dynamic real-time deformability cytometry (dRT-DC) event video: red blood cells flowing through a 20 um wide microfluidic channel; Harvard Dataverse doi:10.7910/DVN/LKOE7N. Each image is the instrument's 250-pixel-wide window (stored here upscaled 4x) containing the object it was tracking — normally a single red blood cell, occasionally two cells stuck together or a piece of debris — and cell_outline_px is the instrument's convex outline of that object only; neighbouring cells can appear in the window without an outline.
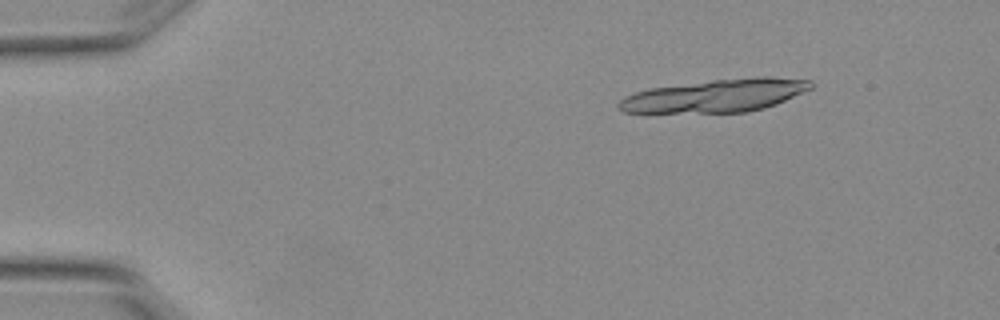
{"species": "Egyptian fruit bat (a non-hibernating species)", "species_latin": "Rousettus aegyptiacus", "temperature_condition": "warm", "stored_images_in_passage": 5, "camera_frame_rate_fps": 3000, "um_per_image_px": 0.085, "animal": {"sex": "female"}, "frame": {"image": 1, "passage_image": 1, "time_ms": 0.0, "image_size_px": [1000, 320], "cell_outline_px": [[812, 88], [776, 104], [764, 108], [748, 112], [624, 112], [616, 108], [616, 104], [624, 96], [648, 88], [712, 80], [756, 76], [768, 76], [812, 80]], "centroid_in_image_um": [60.83, 8.12], "position_along_channel_um": 24.2, "area_um2": 36.82}}
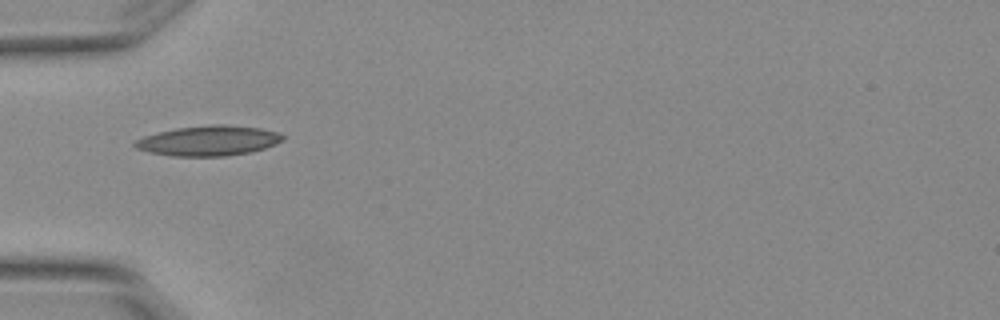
{"frame": {"image": 2, "passage_image": 4, "time_ms": 1.0, "image_size_px": [1000, 320], "cell_outline_px": [[284, 136], [276, 144], [264, 148], [248, 152], [224, 156], [172, 156], [148, 152], [136, 148], [132, 144], [132, 140], [144, 136], [176, 128], [212, 124], [224, 124], [260, 128], [280, 132]], "centroid_in_image_um": [17.68, 11.95], "position_along_channel_um": 67.3, "area_um2": 25.89}}